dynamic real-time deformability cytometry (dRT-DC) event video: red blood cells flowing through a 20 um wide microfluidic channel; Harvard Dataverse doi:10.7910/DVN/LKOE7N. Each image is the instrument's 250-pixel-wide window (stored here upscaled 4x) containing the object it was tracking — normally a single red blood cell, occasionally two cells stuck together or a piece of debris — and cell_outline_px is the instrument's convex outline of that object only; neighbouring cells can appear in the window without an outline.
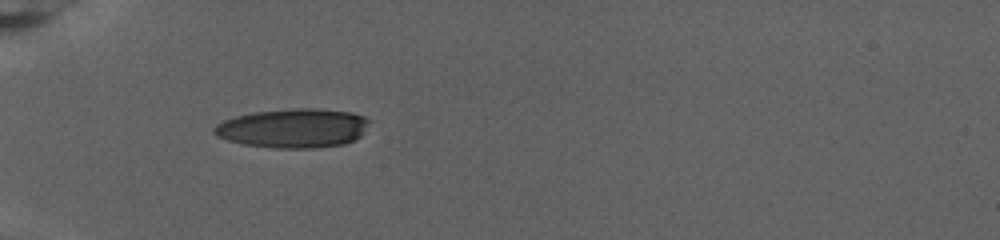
{"species": "human", "species_latin": "Homo sapiens", "temperature_condition": "warm", "stored_images_in_passage": 54, "camera_frame_rate_fps": 3000, "um_per_image_px": 0.085, "donor": {"sex": "female"}, "frame": {"image": 1, "passage_image": 1, "time_ms": 0.0, "image_size_px": [1000, 240], "cell_outline_px": [[372, 120], [360, 136], [344, 144], [312, 148], [272, 148], [244, 144], [228, 140], [216, 136], [212, 132], [212, 128], [216, 124], [224, 120], [236, 116], [256, 112], [296, 108], [316, 108], [352, 112], [364, 116]], "centroid_in_image_um": [24.93, 10.89], "position_along_channel_um": 60.1, "area_um2": 35.49}}
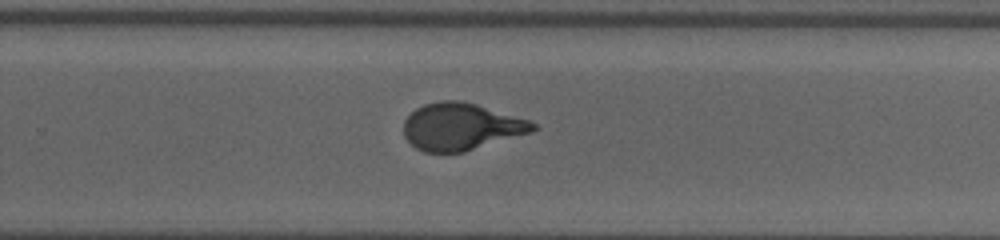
{"frame": {"image": 2, "passage_image": 29, "time_ms": 9.333, "image_size_px": [1000, 240], "cell_outline_px": [[536, 128], [532, 132], [464, 152], [424, 152], [416, 148], [404, 136], [404, 120], [416, 108], [424, 104], [440, 100], [460, 100], [476, 104], [528, 120], [536, 124]], "centroid_in_image_um": [39.17, 10.76], "position_along_channel_um": 290.6, "area_um2": 35.26}}
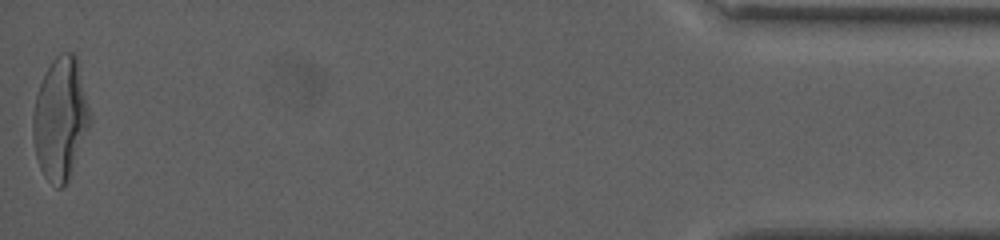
{"frame": {"image": 3, "passage_image": 54, "time_ms": 17.667, "image_size_px": [1000, 240], "cell_outline_px": [[92, 120], [68, 180], [64, 188], [56, 188], [44, 176], [40, 168], [36, 156], [32, 136], [32, 116], [36, 96], [40, 84], [52, 60], [60, 52], [76, 52], [92, 116]], "centroid_in_image_um": [5.14, 10.08], "position_along_channel_um": 430.1, "area_um2": 40.98}, "authors_computed_cell_mechanics": {"area_um2": 36.3562, "velocity_mm_per_s": 2.6257, "shape_relaxation_time_tau1_ms": 8.0647, "shape_relaxation_time_tau2_ms": null, "deformation_change_tau1": 0.2662, "deformation_change_tau2": null}}